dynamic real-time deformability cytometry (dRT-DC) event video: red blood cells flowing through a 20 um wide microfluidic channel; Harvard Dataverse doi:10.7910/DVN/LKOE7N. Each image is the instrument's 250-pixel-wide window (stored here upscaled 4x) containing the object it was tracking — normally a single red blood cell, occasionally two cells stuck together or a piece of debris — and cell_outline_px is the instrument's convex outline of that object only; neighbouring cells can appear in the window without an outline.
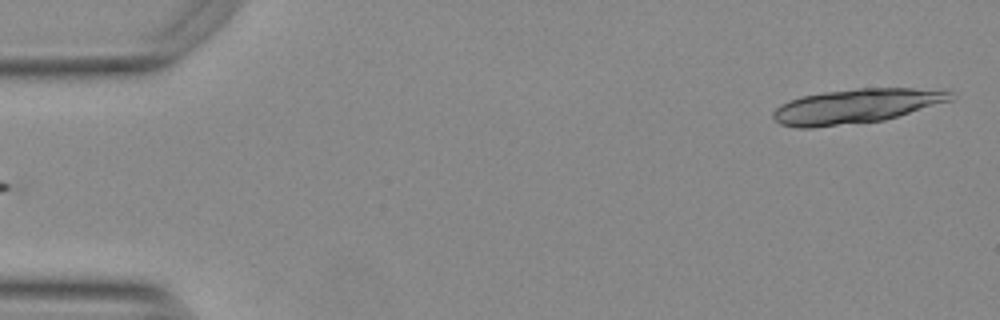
{"species": "Egyptian fruit bat (a non-hibernating species)", "species_latin": "Rousettus aegyptiacus", "temperature_condition": "warm", "stored_images_in_passage": 17, "camera_frame_rate_fps": 3000, "um_per_image_px": 0.085, "animal": {"sex": "female"}, "frame": {"image": 1, "passage_image": 1, "time_ms": 0.0, "image_size_px": [1000, 320], "cell_outline_px": [[952, 100], [884, 120], [812, 128], [800, 128], [780, 124], [772, 116], [772, 112], [780, 104], [788, 100], [800, 96], [824, 92], [856, 88], [912, 88], [952, 92]], "centroid_in_image_um": [72.69, 9.02], "position_along_channel_um": 12.3, "area_um2": 35.43}}